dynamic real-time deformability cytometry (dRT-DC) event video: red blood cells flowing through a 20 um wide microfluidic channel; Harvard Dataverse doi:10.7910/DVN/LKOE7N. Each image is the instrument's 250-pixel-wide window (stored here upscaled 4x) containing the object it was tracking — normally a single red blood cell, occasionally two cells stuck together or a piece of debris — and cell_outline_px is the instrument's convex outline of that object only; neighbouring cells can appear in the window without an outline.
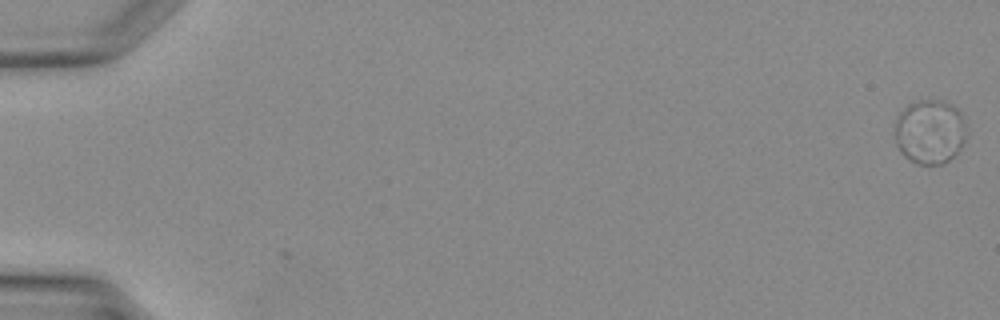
{"species": "Egyptian fruit bat (a non-hibernating species)", "species_latin": "Rousettus aegyptiacus", "temperature_condition": "warm", "stored_images_in_passage": 41, "camera_frame_rate_fps": 3000, "um_per_image_px": 0.085, "animal": {"sex": "female"}, "frame": {"image": 1, "passage_image": 1, "time_ms": 0.0, "image_size_px": [1000, 320], "cell_outline_px": [[964, 140], [960, 148], [948, 160], [940, 164], [920, 164], [904, 156], [900, 152], [896, 144], [892, 128], [900, 112], [908, 104], [920, 100], [932, 100], [948, 104], [956, 108], [960, 112], [964, 124]], "centroid_in_image_um": [78.96, 11.2], "position_along_channel_um": 6.0, "area_um2": 26.53}}
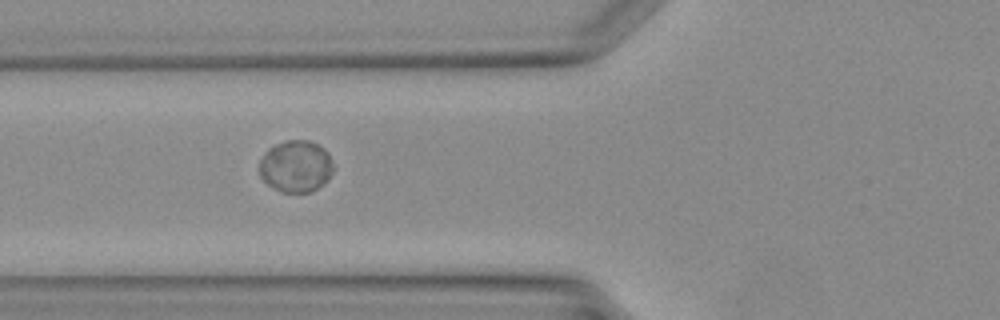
{"frame": {"image": 2, "passage_image": 17, "time_ms": 5.333, "image_size_px": [1000, 320], "cell_outline_px": [[332, 172], [328, 180], [324, 184], [312, 192], [280, 192], [272, 188], [260, 176], [260, 160], [264, 152], [268, 148], [284, 140], [308, 140], [324, 148], [328, 152], [332, 164]], "centroid_in_image_um": [25.14, 14.14], "position_along_channel_um": 100.7, "area_um2": 22.48}}
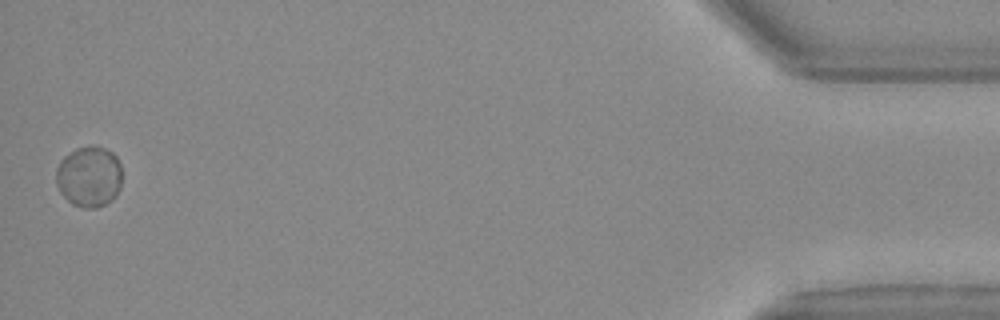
{"frame": {"image": 3, "passage_image": 41, "time_ms": 13.333, "image_size_px": [1000, 320], "cell_outline_px": [[120, 188], [116, 196], [112, 200], [96, 208], [88, 208], [72, 204], [60, 192], [56, 184], [56, 168], [60, 160], [64, 156], [76, 148], [92, 144], [104, 148], [112, 152], [116, 156], [120, 164]], "centroid_in_image_um": [7.56, 14.99], "position_along_channel_um": 427.6, "area_um2": 23.52}}